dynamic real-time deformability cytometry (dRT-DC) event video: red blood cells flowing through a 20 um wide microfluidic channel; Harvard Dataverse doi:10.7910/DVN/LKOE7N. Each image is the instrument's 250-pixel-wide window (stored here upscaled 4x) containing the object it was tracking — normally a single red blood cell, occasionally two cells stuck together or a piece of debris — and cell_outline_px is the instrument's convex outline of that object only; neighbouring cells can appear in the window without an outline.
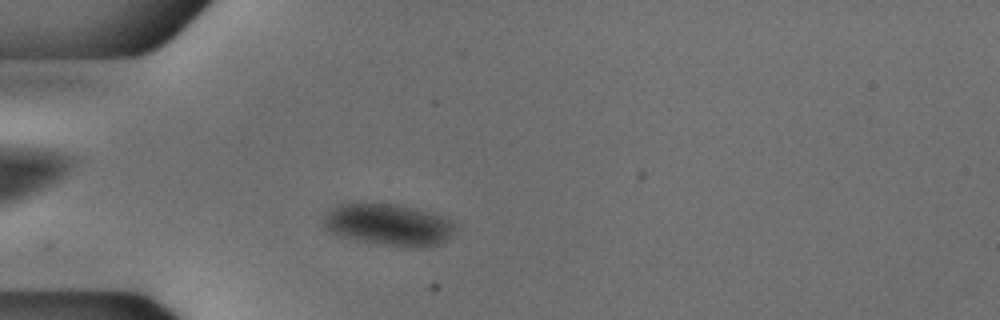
{"species": "common noctule bat (a hibernating species)", "species_latin": "Nyctalus noctula", "temperature_condition": "cold", "stored_images_in_passage": 41, "camera_frame_rate_fps": 3000, "um_per_image_px": 0.085, "animal": {"sex": "male", "body_mass_g": 18.8}, "frame": {"image": 1, "passage_image": 2, "time_ms": 0.333, "image_size_px": [1000, 320], "cell_outline_px": [[452, 232], [444, 244], [416, 248], [404, 248], [356, 240], [340, 236], [324, 228], [324, 212], [340, 204], [396, 204], [412, 208], [440, 216], [448, 220], [452, 224]], "centroid_in_image_um": [32.98, 19.13], "position_along_channel_um": 52.0, "area_um2": 31.67}}
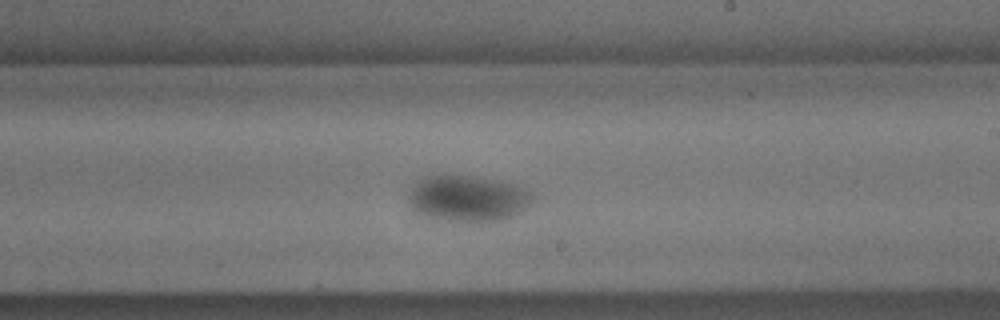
{"frame": {"image": 2, "passage_image": 19, "time_ms": 6.0, "image_size_px": [1000, 320], "cell_outline_px": [[532, 204], [520, 212], [512, 216], [500, 220], [444, 220], [420, 216], [412, 208], [408, 200], [408, 192], [416, 180], [428, 176], [468, 176], [512, 184], [528, 192], [532, 196]], "centroid_in_image_um": [39.67, 16.88], "position_along_channel_um": 249.3, "area_um2": 32.66}}
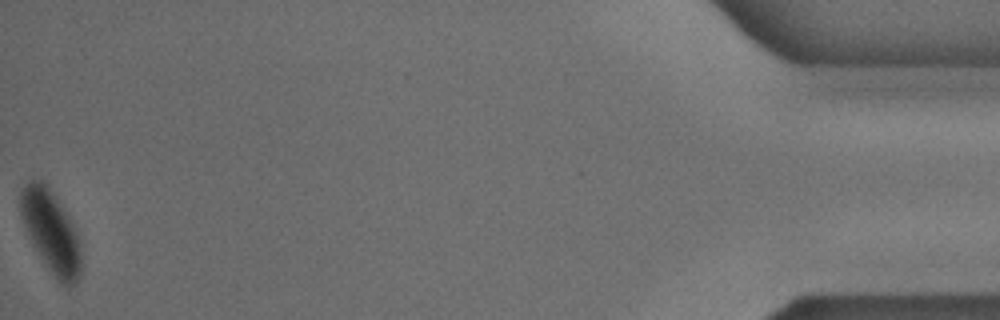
{"frame": {"image": 3, "passage_image": 41, "time_ms": 13.333, "image_size_px": [1000, 320], "cell_outline_px": [[80, 276], [68, 288], [60, 284], [56, 280], [44, 264], [32, 244], [24, 224], [20, 212], [20, 192], [28, 180], [40, 180], [48, 188], [68, 216], [80, 240]], "centroid_in_image_um": [4.32, 19.74], "position_along_channel_um": 430.9, "area_um2": 28.61}}